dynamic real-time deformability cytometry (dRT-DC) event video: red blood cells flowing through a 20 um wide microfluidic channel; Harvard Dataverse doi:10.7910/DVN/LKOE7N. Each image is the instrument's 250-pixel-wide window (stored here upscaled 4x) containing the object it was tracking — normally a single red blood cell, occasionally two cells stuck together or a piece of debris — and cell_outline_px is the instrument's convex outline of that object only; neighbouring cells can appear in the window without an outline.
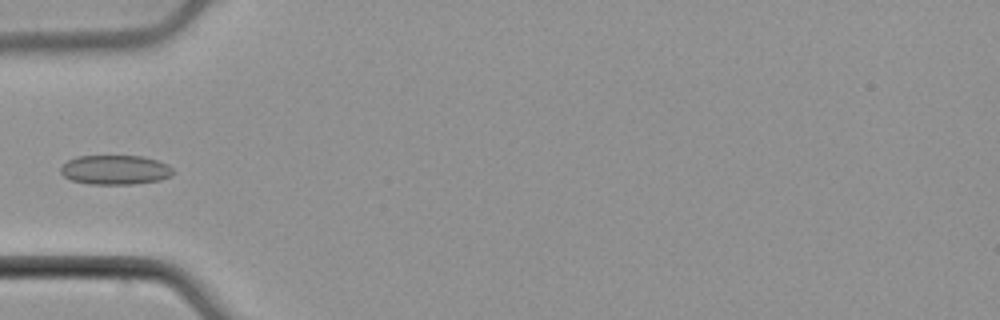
{"species": "common noctule bat (a hibernating species)", "species_latin": "Nyctalus noctula", "temperature_condition": "cold", "stored_images_in_passage": 9, "camera_frame_rate_fps": 3000, "um_per_image_px": 0.085, "animal": {"sex": "male", "body_mass_g": 21.5, "forearm_length_mm": 52.0}, "frame": {"image": 1, "passage_image": 1, "time_ms": 0.0, "image_size_px": [1000, 320], "cell_outline_px": [[172, 176], [160, 180], [132, 184], [88, 184], [72, 180], [64, 176], [60, 172], [60, 168], [68, 160], [76, 156], [144, 156], [168, 164], [172, 168]], "centroid_in_image_um": [9.79, 14.43], "position_along_channel_um": 75.2, "area_um2": 19.31}}
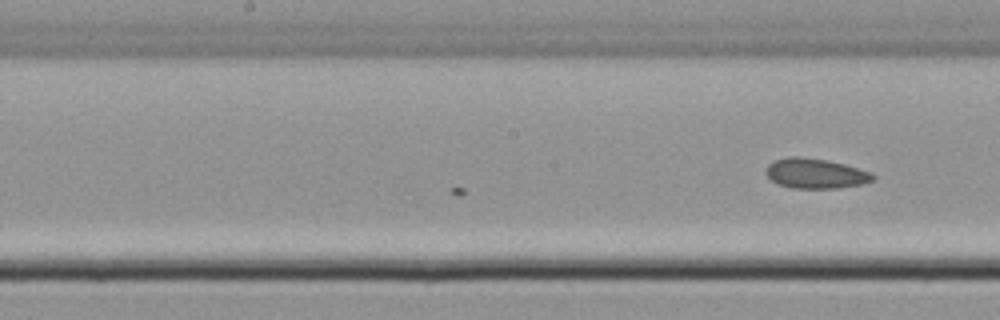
{"frame": {"image": 2, "passage_image": 9, "time_ms": 2.667, "image_size_px": [1000, 320], "cell_outline_px": [[876, 180], [864, 184], [836, 188], [792, 188], [776, 184], [764, 172], [764, 168], [768, 164], [776, 160], [788, 156], [800, 156], [828, 160], [844, 164], [872, 172], [876, 176]], "centroid_in_image_um": [69.33, 14.74], "position_along_channel_um": 178.9, "area_um2": 19.02}}